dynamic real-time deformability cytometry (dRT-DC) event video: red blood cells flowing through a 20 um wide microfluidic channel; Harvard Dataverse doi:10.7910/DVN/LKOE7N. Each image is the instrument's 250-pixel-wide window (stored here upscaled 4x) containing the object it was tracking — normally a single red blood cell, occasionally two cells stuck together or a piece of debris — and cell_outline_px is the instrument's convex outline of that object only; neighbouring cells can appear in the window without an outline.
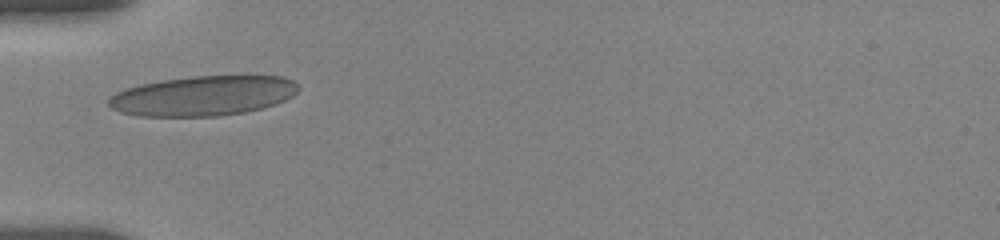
{"species": "human", "species_latin": "Homo sapiens", "temperature_condition": "room temperature", "stored_images_in_passage": 19, "camera_frame_rate_fps": 3000, "um_per_image_px": 0.085, "donor": {"sex": "female"}, "frame": {"image": 1, "passage_image": 1, "time_ms": 0.0, "image_size_px": [1000, 240], "cell_outline_px": [[300, 88], [292, 96], [276, 104], [264, 108], [244, 112], [216, 116], [140, 116], [120, 112], [112, 108], [108, 104], [108, 100], [116, 92], [124, 88], [140, 84], [164, 80], [192, 76], [284, 76], [292, 80]], "centroid_in_image_um": [17.27, 8.14], "position_along_channel_um": 67.7, "area_um2": 44.04}}
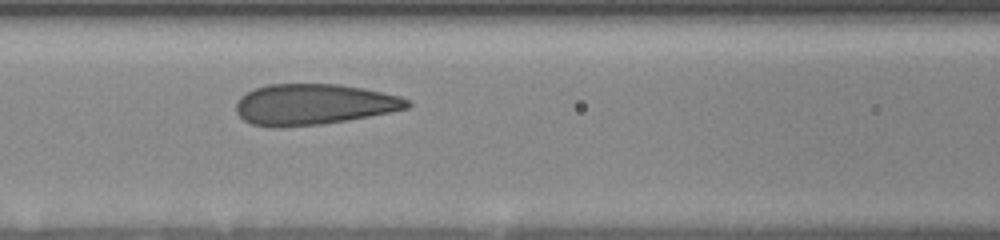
{"frame": {"image": 2, "passage_image": 11, "time_ms": 2.0, "image_size_px": [1000, 240], "cell_outline_px": [[412, 104], [408, 108], [348, 120], [320, 124], [280, 128], [272, 128], [252, 124], [244, 120], [236, 112], [236, 104], [240, 96], [256, 88], [268, 84], [340, 84], [364, 88], [400, 96], [408, 100]], "centroid_in_image_um": [26.64, 8.88], "position_along_channel_um": 140.0, "area_um2": 40.81}}
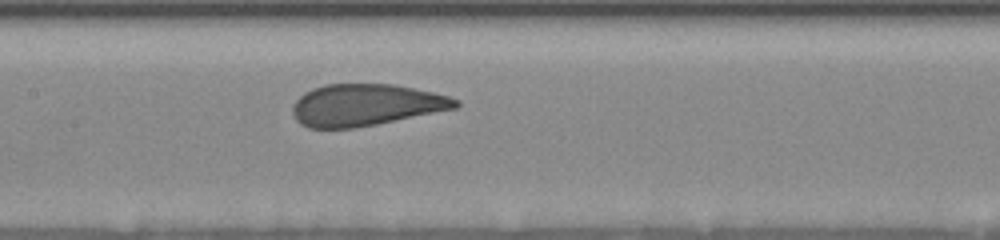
{"frame": {"image": 3, "passage_image": 16, "time_ms": 3.0, "image_size_px": [1000, 240], "cell_outline_px": [[460, 104], [456, 108], [356, 128], [308, 128], [300, 124], [296, 120], [292, 112], [292, 104], [304, 92], [312, 88], [324, 84], [392, 84], [432, 92], [448, 96], [460, 100]], "centroid_in_image_um": [31.04, 8.92], "position_along_channel_um": 176.4, "area_um2": 39.65}}